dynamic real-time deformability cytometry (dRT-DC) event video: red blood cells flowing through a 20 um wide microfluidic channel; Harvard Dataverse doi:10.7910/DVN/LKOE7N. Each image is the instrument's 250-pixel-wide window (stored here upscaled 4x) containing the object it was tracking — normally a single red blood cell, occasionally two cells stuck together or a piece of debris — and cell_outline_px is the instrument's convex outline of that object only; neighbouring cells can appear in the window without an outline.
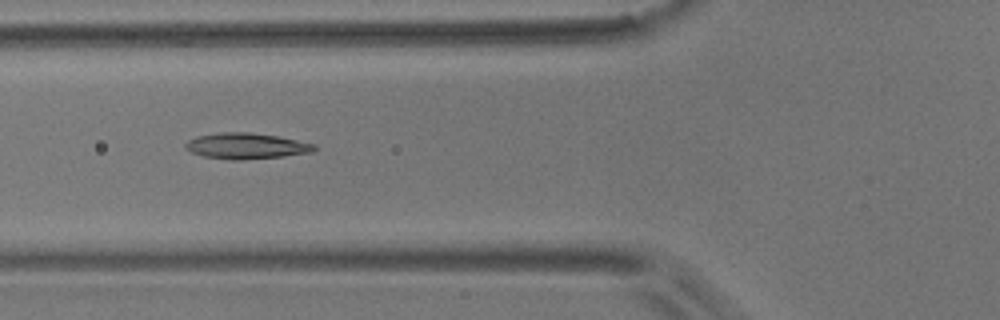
{"species": "common noctule bat (a hibernating species)", "species_latin": "Nyctalus noctula", "temperature_condition": "room temperature", "stored_images_in_passage": 2, "camera_frame_rate_fps": 3000, "um_per_image_px": 0.085, "animal": {"sex": "male", "body_mass_g": 17.9}, "frame": {"image": 1, "passage_image": 2, "time_ms": 1.333, "image_size_px": [1000, 320], "cell_outline_px": [[316, 148], [312, 152], [284, 156], [240, 160], [228, 160], [204, 156], [192, 152], [184, 148], [184, 144], [188, 140], [196, 136], [220, 132], [248, 132], [276, 136], [316, 144]], "centroid_in_image_um": [20.9, 12.41], "position_along_channel_um": 104.9, "area_um2": 19.42}}